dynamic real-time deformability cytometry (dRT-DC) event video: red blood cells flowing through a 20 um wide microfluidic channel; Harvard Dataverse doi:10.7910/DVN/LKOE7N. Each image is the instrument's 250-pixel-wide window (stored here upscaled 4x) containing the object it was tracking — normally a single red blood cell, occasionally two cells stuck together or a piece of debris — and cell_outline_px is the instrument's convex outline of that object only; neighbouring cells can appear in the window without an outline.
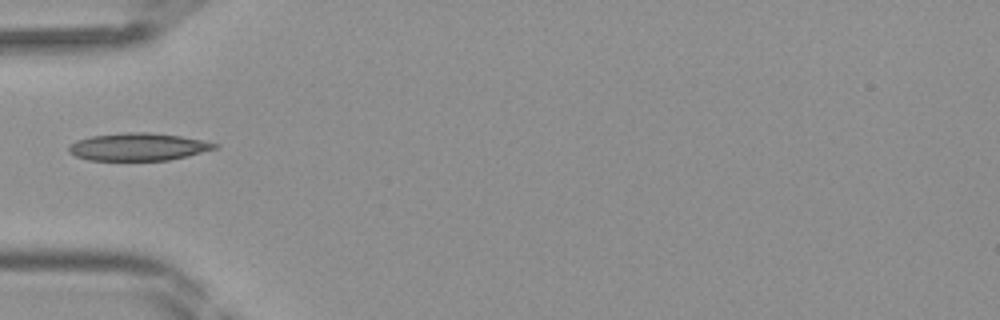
{"species": "Egyptian fruit bat (a non-hibernating species)", "species_latin": "Rousettus aegyptiacus", "temperature_condition": "room temperature", "stored_images_in_passage": 28, "camera_frame_rate_fps": 3000, "um_per_image_px": 0.085, "frame": {"image": 1, "passage_image": 1, "time_ms": 0.0, "image_size_px": [1000, 320], "cell_outline_px": [[220, 148], [188, 156], [168, 160], [88, 160], [76, 156], [68, 152], [68, 148], [76, 140], [92, 136], [124, 132], [152, 132], [180, 136], [220, 144]], "centroid_in_image_um": [11.78, 12.48], "position_along_channel_um": 73.2, "area_um2": 23.52}}
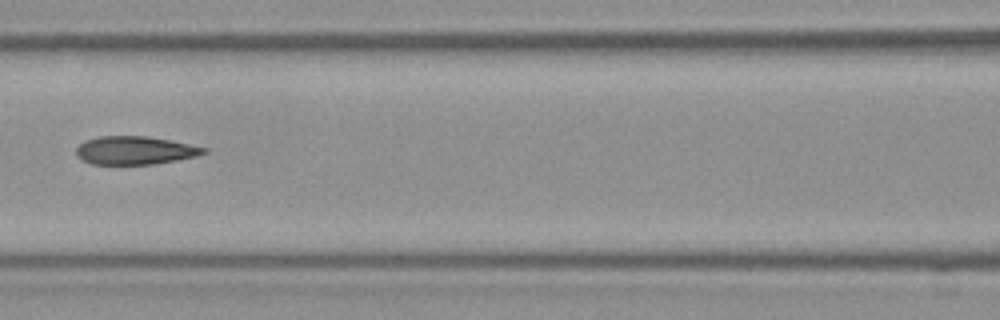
{"frame": {"image": 2, "passage_image": 6, "time_ms": 1.667, "image_size_px": [1000, 320], "cell_outline_px": [[208, 152], [196, 156], [176, 160], [152, 164], [92, 164], [80, 160], [76, 156], [76, 148], [84, 140], [100, 136], [148, 136], [208, 148]], "centroid_in_image_um": [11.43, 12.78], "position_along_channel_um": 155.2, "area_um2": 20.98}}
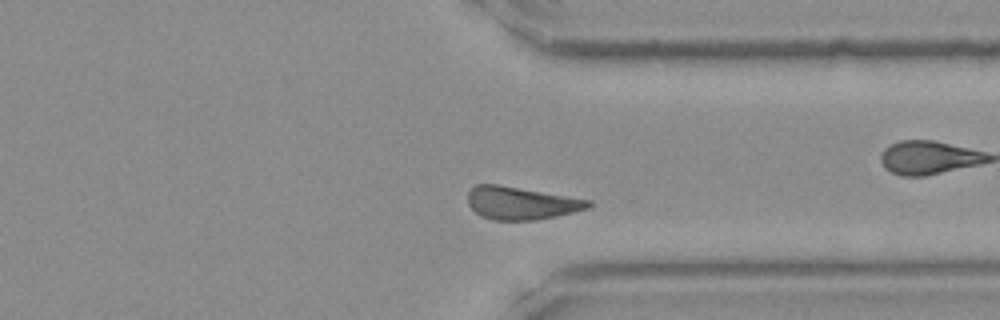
{"frame": {"image": 3, "passage_image": 17, "time_ms": 5.333, "image_size_px": [1000, 320], "cell_outline_px": [[592, 204], [588, 208], [556, 216], [536, 220], [492, 220], [480, 216], [468, 204], [468, 192], [476, 184], [496, 184], [592, 200]], "centroid_in_image_um": [44.28, 17.27], "position_along_channel_um": 367.1, "area_um2": 22.89}}